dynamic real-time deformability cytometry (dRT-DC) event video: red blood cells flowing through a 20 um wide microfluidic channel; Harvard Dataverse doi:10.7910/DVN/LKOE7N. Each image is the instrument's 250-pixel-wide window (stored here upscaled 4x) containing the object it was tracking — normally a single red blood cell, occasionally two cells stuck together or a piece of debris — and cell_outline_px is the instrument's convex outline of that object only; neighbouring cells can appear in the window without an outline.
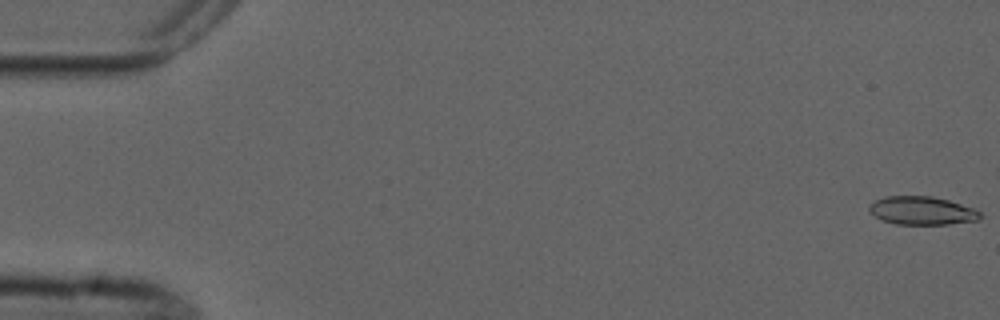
{"species": "common noctule bat (a hibernating species)", "species_latin": "Nyctalus noctula", "temperature_condition": "cold", "stored_images_in_passage": 5, "camera_frame_rate_fps": 3000, "um_per_image_px": 0.085, "animal": {"sex": "male", "forearm_length_mm": 52.5}, "frame": {"image": 1, "passage_image": 1, "time_ms": 0.0, "image_size_px": [1000, 320], "cell_outline_px": [[980, 220], [948, 224], [896, 224], [880, 220], [868, 208], [868, 204], [884, 196], [932, 196], [948, 200], [972, 208], [980, 212]], "centroid_in_image_um": [78.34, 17.9], "position_along_channel_um": 6.7, "area_um2": 18.21}}
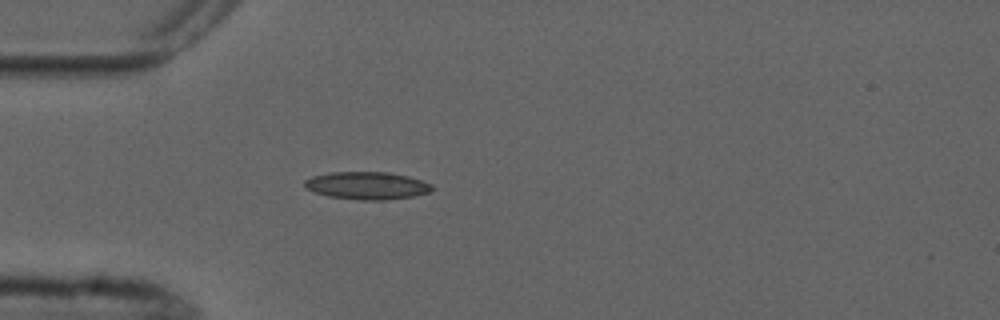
{"frame": {"image": 2, "passage_image": 5, "time_ms": 5.0, "image_size_px": [1000, 320], "cell_outline_px": [[436, 188], [428, 192], [412, 196], [384, 200], [360, 200], [328, 196], [304, 188], [304, 180], [312, 176], [328, 172], [388, 172], [408, 176], [432, 184]], "centroid_in_image_um": [31.18, 15.77], "position_along_channel_um": 53.8, "area_um2": 20.52}}